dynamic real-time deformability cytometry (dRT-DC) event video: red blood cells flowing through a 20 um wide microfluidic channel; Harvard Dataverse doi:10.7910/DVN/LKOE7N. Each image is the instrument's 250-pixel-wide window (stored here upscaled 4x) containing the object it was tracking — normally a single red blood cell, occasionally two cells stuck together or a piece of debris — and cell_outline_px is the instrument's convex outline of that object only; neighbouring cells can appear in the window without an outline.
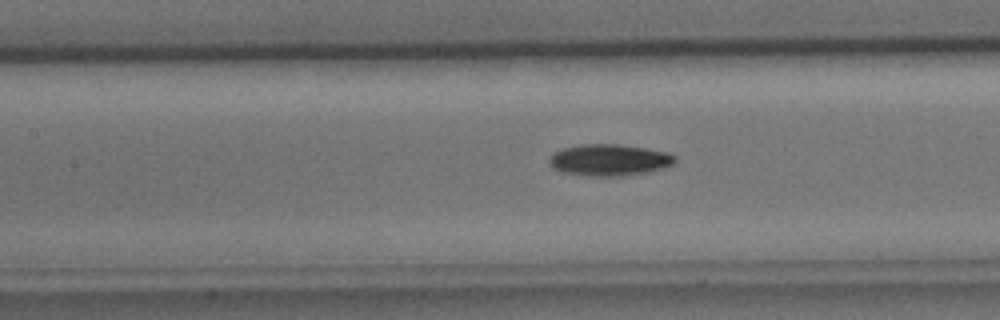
{"species": "common noctule bat (a hibernating species)", "species_latin": "Nyctalus noctula", "temperature_condition": "cold", "stored_images_in_passage": 9, "segment_of_instrument_passage": [2, 2], "camera_frame_rate_fps": 3000, "um_per_image_px": 0.085, "animal": {"sex": "male", "body_mass_g": 15.6}, "frame": {"image": 1, "passage_image": 9, "time_ms": 10.0, "image_size_px": [1000, 320], "cell_outline_px": [[676, 160], [672, 164], [648, 172], [620, 176], [588, 176], [564, 172], [552, 168], [548, 160], [552, 152], [564, 148], [580, 144], [620, 144], [668, 152], [676, 156]], "centroid_in_image_um": [51.76, 13.59], "position_along_channel_um": 155.6, "area_um2": 23.12}}